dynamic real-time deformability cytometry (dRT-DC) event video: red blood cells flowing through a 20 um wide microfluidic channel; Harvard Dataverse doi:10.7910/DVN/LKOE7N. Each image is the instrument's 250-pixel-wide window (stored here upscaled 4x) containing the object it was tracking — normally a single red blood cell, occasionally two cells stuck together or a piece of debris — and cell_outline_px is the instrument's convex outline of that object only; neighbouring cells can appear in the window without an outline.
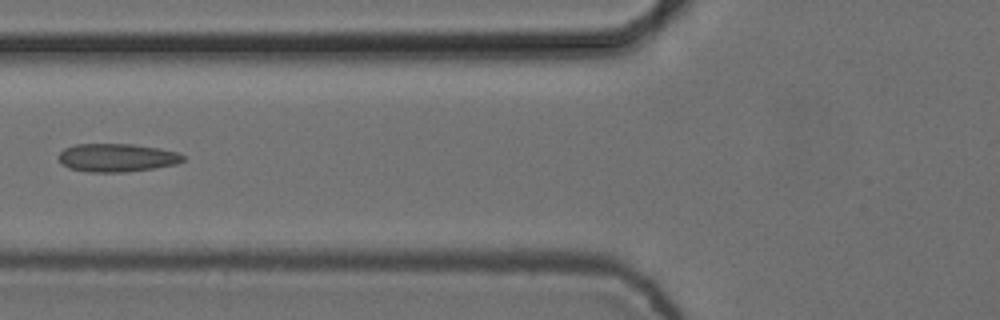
{"species": "common noctule bat (a hibernating species)", "species_latin": "Nyctalus noctula", "temperature_condition": "cold", "stored_images_in_passage": 4, "camera_frame_rate_fps": 3000, "um_per_image_px": 0.085, "animal": {"sex": "female", "body_mass_g": 24.6, "forearm_length_mm": 56.2}, "frame": {"image": 1, "passage_image": 3, "time_ms": 0.667, "image_size_px": [1000, 320], "cell_outline_px": [[184, 160], [176, 164], [156, 168], [124, 172], [92, 172], [68, 168], [60, 164], [60, 152], [64, 148], [76, 144], [132, 144], [160, 148], [180, 152], [184, 156]], "centroid_in_image_um": [9.96, 13.4], "position_along_channel_um": 115.8, "area_um2": 20.58}}
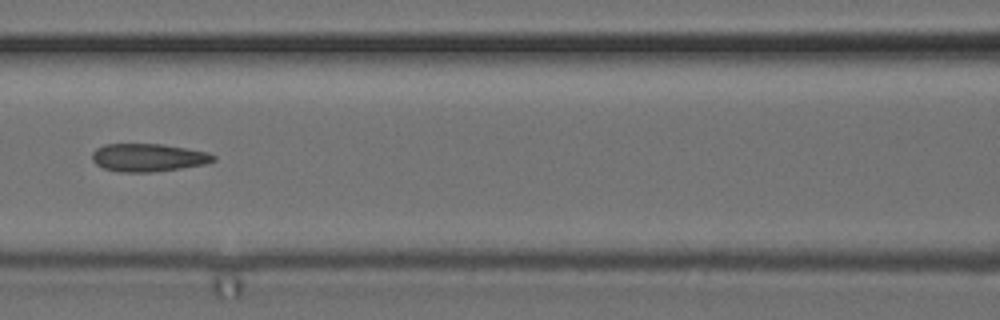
{"frame": {"image": 2, "passage_image": 4, "time_ms": 1.0, "image_size_px": [1000, 320], "cell_outline_px": [[216, 160], [204, 164], [180, 168], [152, 172], [120, 172], [104, 168], [96, 164], [92, 160], [92, 152], [96, 148], [104, 144], [164, 144], [208, 152], [216, 156]], "centroid_in_image_um": [12.59, 13.38], "position_along_channel_um": 154.0, "area_um2": 19.77}}